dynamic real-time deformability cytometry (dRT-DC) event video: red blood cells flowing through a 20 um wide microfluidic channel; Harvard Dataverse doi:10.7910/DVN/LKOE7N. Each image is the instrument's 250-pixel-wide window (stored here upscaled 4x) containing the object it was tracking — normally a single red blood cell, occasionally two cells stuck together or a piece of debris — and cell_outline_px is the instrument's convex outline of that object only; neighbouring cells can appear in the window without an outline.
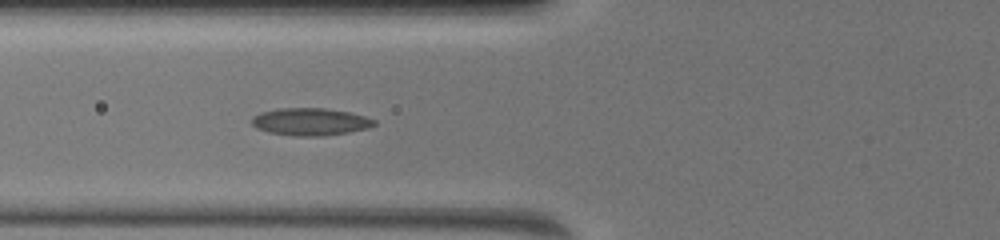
{"species": "common noctule bat (a hibernating species)", "species_latin": "Nyctalus noctula", "temperature_condition": "warm", "stored_images_in_passage": 55, "camera_frame_rate_fps": 3000, "um_per_image_px": 0.085, "animal": {"sex": "female", "body_mass_g": 19.5, "forearm_length_mm": 54.1}, "frame": {"image": 1, "passage_image": 10, "time_ms": 2.0, "image_size_px": [1000, 240], "cell_outline_px": [[376, 124], [368, 128], [348, 132], [324, 136], [296, 136], [268, 132], [256, 128], [252, 124], [252, 116], [260, 112], [276, 108], [324, 108], [348, 112], [364, 116], [376, 120]], "centroid_in_image_um": [26.35, 10.34], "position_along_channel_um": 99.4, "area_um2": 19.59}}
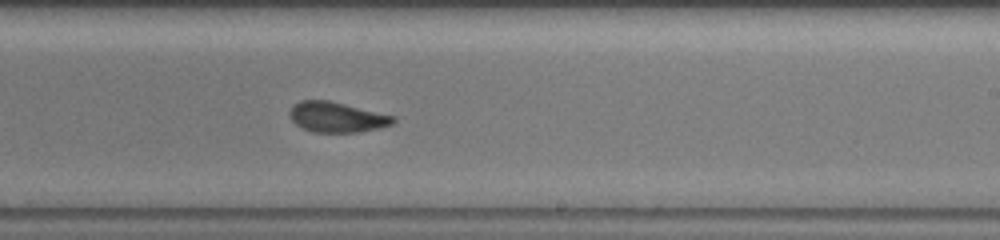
{"frame": {"image": 2, "passage_image": 30, "time_ms": 6.0, "image_size_px": [1000, 240], "cell_outline_px": [[396, 120], [392, 124], [380, 128], [360, 132], [312, 132], [296, 124], [288, 116], [288, 112], [292, 104], [300, 100], [328, 100], [396, 116]], "centroid_in_image_um": [28.61, 9.95], "position_along_channel_um": 260.4, "area_um2": 18.44}}
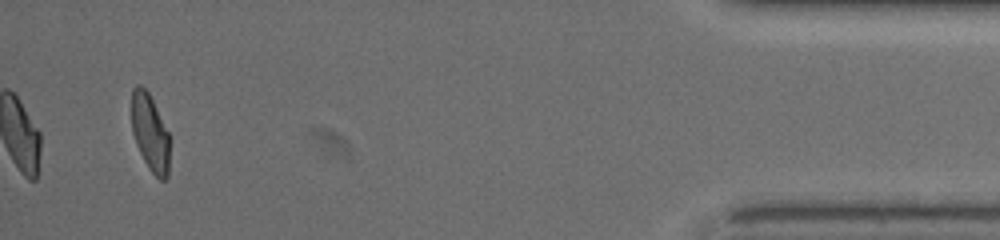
{"frame": {"image": 3, "passage_image": 55, "time_ms": 11.667, "image_size_px": [1000, 240], "cell_outline_px": [[168, 176], [164, 180], [160, 180], [148, 168], [136, 144], [132, 132], [132, 88], [136, 84], [140, 84], [148, 92], [168, 132]], "centroid_in_image_um": [12.73, 11.27], "position_along_channel_um": 422.5, "area_um2": 16.76}, "authors_computed_cell_mechanics": {"area_um2": 18.5538, "velocity_mm_per_s": 4.0215, "shape_relaxation_time_tau1_ms": null, "shape_relaxation_time_tau2_ms": 1.5159, "deformation_change_tau1": null, "deformation_change_tau2": 0.0815}}